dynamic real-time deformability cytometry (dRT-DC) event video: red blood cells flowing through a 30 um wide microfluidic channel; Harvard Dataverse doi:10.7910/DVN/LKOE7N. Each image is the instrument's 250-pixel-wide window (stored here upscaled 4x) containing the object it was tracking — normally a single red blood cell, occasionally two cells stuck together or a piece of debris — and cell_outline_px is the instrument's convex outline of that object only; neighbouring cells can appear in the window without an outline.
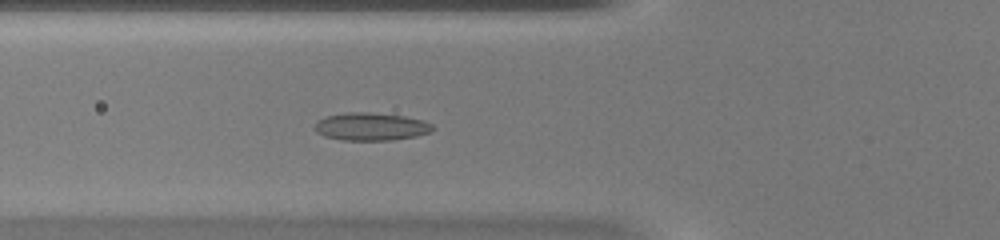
{"species": "common noctule bat (a hibernating species)", "species_latin": "Nyctalus noctula", "temperature_condition": "warm", "stored_images_in_passage": 44, "camera_frame_rate_fps": 3000, "um_per_image_px": 0.085, "animal": {"sex": "female", "body_mass_g": 20.0, "forearm_length_mm": 54.0}, "frame": {"image": 1, "passage_image": 14, "time_ms": 4.333, "image_size_px": [1000, 240], "cell_outline_px": [[436, 128], [432, 132], [416, 136], [392, 140], [340, 140], [324, 136], [316, 132], [316, 120], [328, 116], [348, 112], [368, 112], [404, 116], [420, 120], [432, 124]], "centroid_in_image_um": [31.55, 10.77], "position_along_channel_um": 94.3, "area_um2": 19.07}}
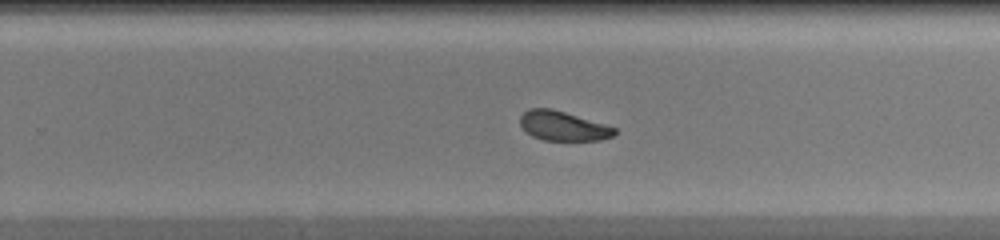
{"frame": {"image": 2, "passage_image": 27, "time_ms": 8.667, "image_size_px": [1000, 240], "cell_outline_px": [[616, 132], [612, 136], [600, 140], [544, 140], [532, 136], [520, 124], [520, 116], [528, 108], [552, 108], [604, 124], [616, 128]], "centroid_in_image_um": [47.84, 10.7], "position_along_channel_um": 282.0, "area_um2": 16.01}}
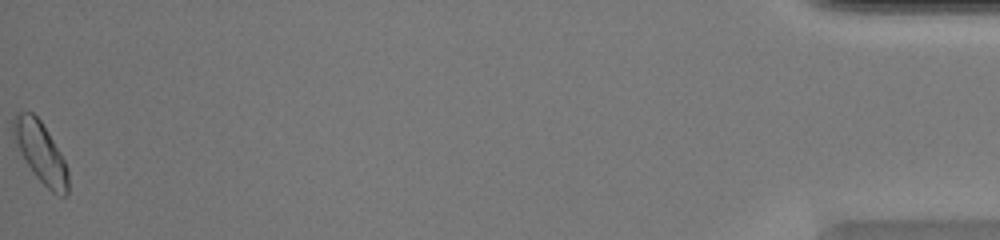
{"frame": {"image": 3, "passage_image": 44, "time_ms": 14.333, "image_size_px": [1000, 240], "cell_outline_px": [[68, 192], [64, 196], [60, 196], [52, 192], [32, 172], [12, 136], [12, 120], [20, 112], [32, 112], [40, 120], [48, 132], [60, 152], [68, 168]], "centroid_in_image_um": [3.46, 12.95], "position_along_channel_um": 431.7, "area_um2": 19.07}}